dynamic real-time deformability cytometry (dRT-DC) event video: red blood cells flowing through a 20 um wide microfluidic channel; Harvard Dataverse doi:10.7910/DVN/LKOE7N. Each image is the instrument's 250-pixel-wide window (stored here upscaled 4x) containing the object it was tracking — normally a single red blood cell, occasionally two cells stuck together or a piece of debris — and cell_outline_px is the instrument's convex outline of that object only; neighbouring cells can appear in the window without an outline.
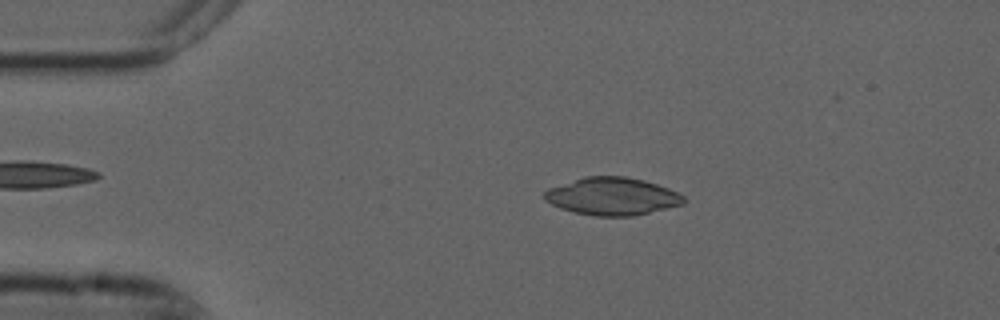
{"species": "common noctule bat (a hibernating species)", "species_latin": "Nyctalus noctula", "temperature_condition": "cold", "stored_images_in_passage": 4, "camera_frame_rate_fps": 3000, "um_per_image_px": 0.085, "animal": {"sex": "male", "forearm_length_mm": 52.5}, "frame": {"image": 1, "passage_image": 3, "time_ms": 0.667, "image_size_px": [1000, 320], "cell_outline_px": [[684, 204], [632, 216], [596, 216], [572, 212], [560, 208], [544, 200], [544, 192], [548, 188], [584, 176], [624, 176], [644, 180], [668, 188], [684, 196]], "centroid_in_image_um": [52.01, 16.68], "position_along_channel_um": 33.0, "area_um2": 30.46}}